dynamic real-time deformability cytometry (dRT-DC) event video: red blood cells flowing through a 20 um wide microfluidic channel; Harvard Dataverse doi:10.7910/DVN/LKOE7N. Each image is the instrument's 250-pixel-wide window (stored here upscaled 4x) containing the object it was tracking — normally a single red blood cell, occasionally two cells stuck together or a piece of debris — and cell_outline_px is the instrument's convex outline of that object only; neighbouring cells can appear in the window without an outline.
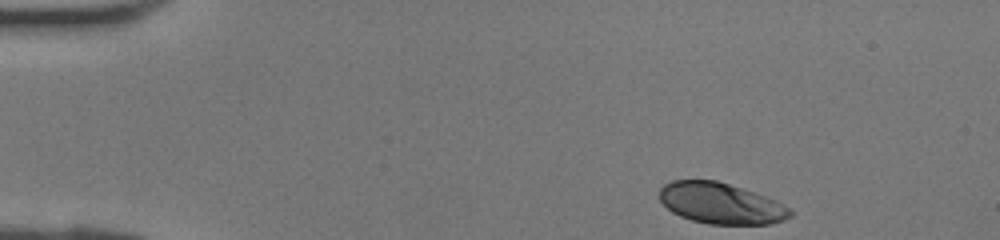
{"species": "human", "species_latin": "Homo sapiens", "temperature_condition": "room temperature", "stored_images_in_passage": 37, "camera_frame_rate_fps": 3000, "um_per_image_px": 0.085, "donor": {"sex": "female"}, "frame": {"image": 1, "passage_image": 1, "time_ms": 0.0, "image_size_px": [1000, 240], "cell_outline_px": [[792, 216], [784, 220], [768, 224], [708, 224], [692, 220], [680, 216], [672, 212], [660, 200], [660, 188], [664, 184], [672, 180], [716, 180], [768, 196], [776, 200], [788, 208], [792, 212]], "centroid_in_image_um": [61.28, 17.28], "position_along_channel_um": 23.7, "area_um2": 31.21}}
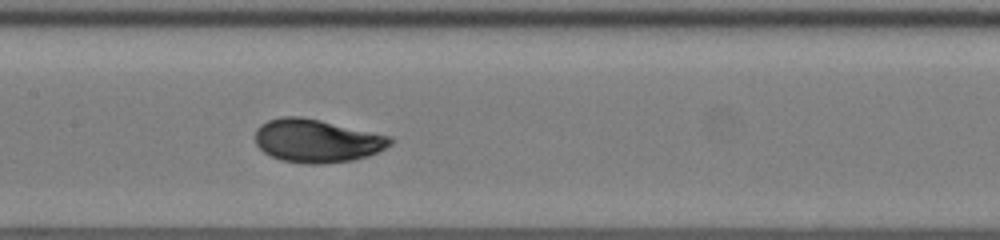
{"frame": {"image": 2, "passage_image": 16, "time_ms": 5.0, "image_size_px": [1000, 240], "cell_outline_px": [[396, 140], [392, 144], [368, 156], [352, 160], [320, 164], [308, 164], [280, 160], [264, 152], [256, 144], [256, 128], [260, 124], [268, 120], [284, 116], [300, 116], [320, 120], [392, 136]], "centroid_in_image_um": [26.95, 11.96], "position_along_channel_um": 180.5, "area_um2": 34.04}}
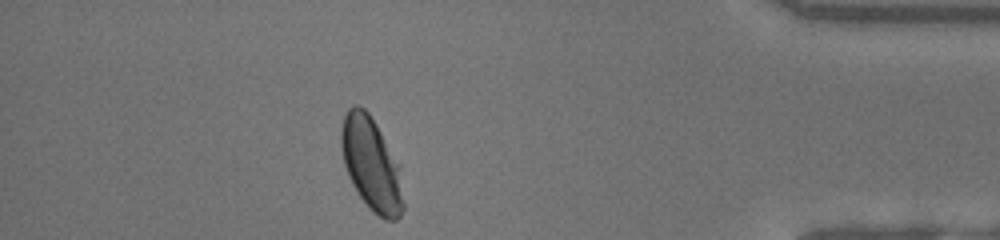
{"frame": {"image": 3, "passage_image": 32, "time_ms": 10.333, "image_size_px": [1000, 240], "cell_outline_px": [[404, 208], [400, 216], [396, 220], [384, 220], [372, 212], [368, 208], [356, 192], [348, 176], [344, 164], [340, 148], [340, 132], [344, 116], [348, 108], [352, 104], [356, 104], [364, 108], [368, 112], [376, 124], [400, 164], [404, 204]], "centroid_in_image_um": [31.56, 13.97], "position_along_channel_um": 403.6, "area_um2": 34.39}}